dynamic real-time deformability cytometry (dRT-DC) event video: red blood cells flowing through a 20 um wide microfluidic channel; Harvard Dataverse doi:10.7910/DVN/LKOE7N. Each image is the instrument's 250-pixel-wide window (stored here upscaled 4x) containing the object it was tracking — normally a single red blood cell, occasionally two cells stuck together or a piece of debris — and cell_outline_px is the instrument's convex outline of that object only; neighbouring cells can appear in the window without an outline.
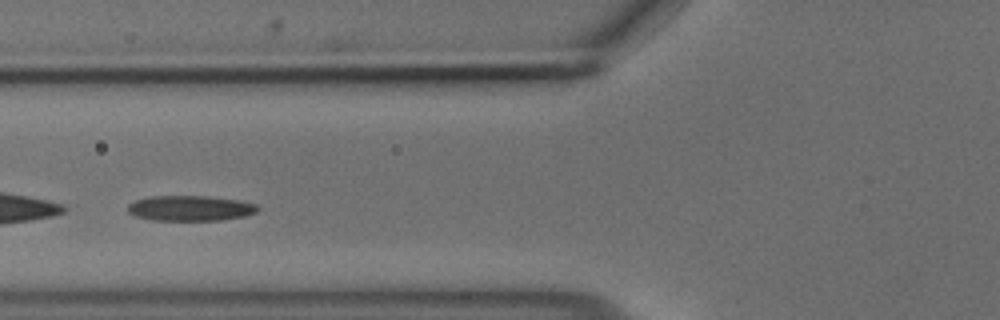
{"species": "common noctule bat (a hibernating species)", "species_latin": "Nyctalus noctula", "temperature_condition": "cold", "stored_images_in_passage": 47, "camera_frame_rate_fps": 3000, "um_per_image_px": 0.085, "animal": {"sex": "male", "body_mass_g": 18.8}, "frame": {"image": 1, "passage_image": 14, "time_ms": 4.333, "image_size_px": [1000, 320], "cell_outline_px": [[260, 208], [256, 212], [244, 216], [224, 220], [152, 220], [136, 216], [128, 212], [128, 204], [136, 200], [148, 196], [208, 196], [240, 200], [256, 204]], "centroid_in_image_um": [16.19, 17.69], "position_along_channel_um": 109.6, "area_um2": 19.25}}
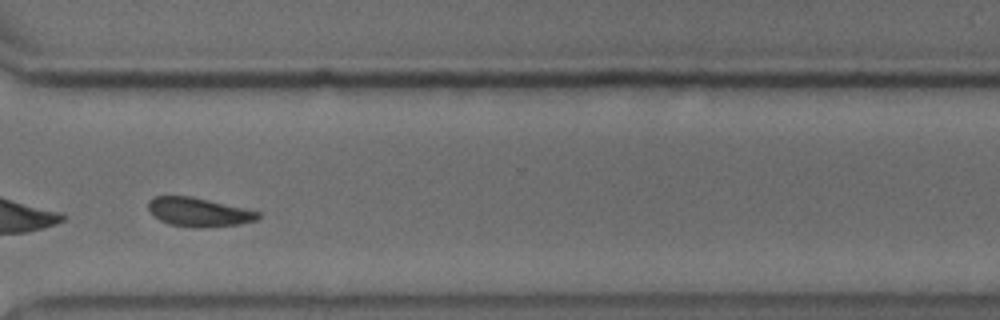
{"frame": {"image": 2, "passage_image": 34, "time_ms": 11.0, "image_size_px": [1000, 320], "cell_outline_px": [[260, 216], [256, 220], [240, 224], [204, 228], [188, 228], [168, 224], [160, 220], [148, 208], [148, 204], [156, 196], [192, 196], [244, 208], [260, 212]], "centroid_in_image_um": [16.92, 18.05], "position_along_channel_um": 353.7, "area_um2": 18.44}}
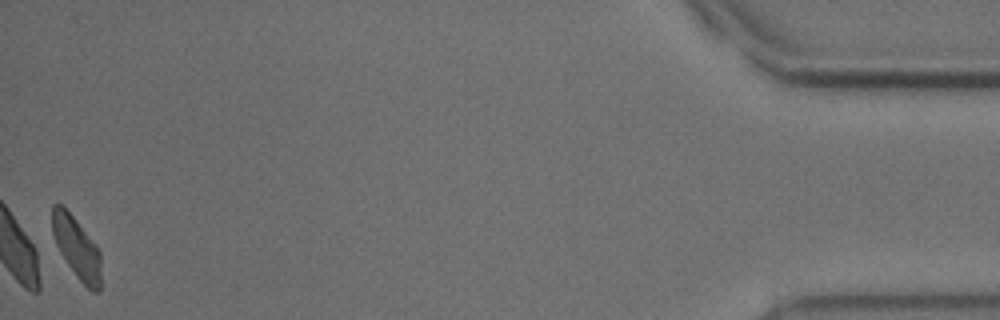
{"frame": {"image": 3, "passage_image": 47, "time_ms": 15.333, "image_size_px": [1000, 320], "cell_outline_px": [[100, 292], [92, 292], [76, 276], [60, 252], [56, 244], [52, 232], [52, 204], [60, 204], [72, 216], [96, 244], [100, 252]], "centroid_in_image_um": [6.52, 21.07], "position_along_channel_um": 428.7, "area_um2": 17.22}, "authors_computed_cell_mechanics": {"area_um2": 18.9584, "velocity_mm_per_s": 3.6575, "shape_relaxation_time_tau1_ms": 7.7526, "shape_relaxation_time_tau2_ms": 11.2805, "deformation_change_tau1": 0.1443, "deformation_change_tau2": 0.1855}}